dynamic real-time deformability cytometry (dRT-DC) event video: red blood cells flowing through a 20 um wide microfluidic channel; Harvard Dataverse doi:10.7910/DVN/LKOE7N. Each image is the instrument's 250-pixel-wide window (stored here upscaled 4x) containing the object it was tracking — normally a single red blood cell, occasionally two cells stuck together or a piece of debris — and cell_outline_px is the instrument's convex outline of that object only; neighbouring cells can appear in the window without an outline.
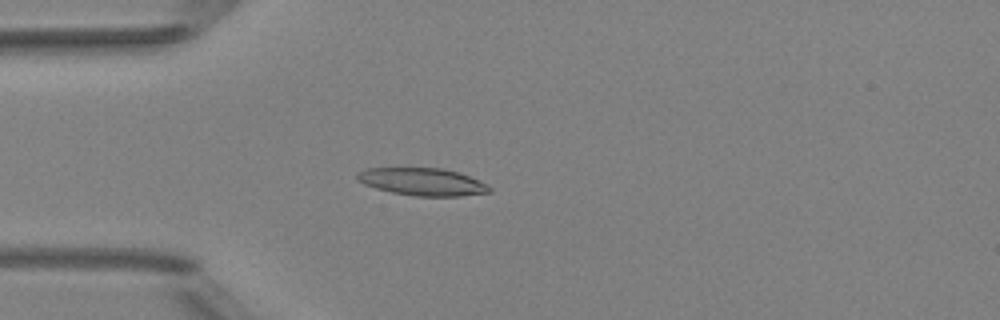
{"species": "Egyptian fruit bat (a non-hibernating species)", "species_latin": "Rousettus aegyptiacus", "temperature_condition": "room temperature", "stored_images_in_passage": 5, "camera_frame_rate_fps": 3000, "um_per_image_px": 0.085, "animal": {"sex": "female"}, "frame": {"image": 1, "passage_image": 4, "time_ms": 3.667, "image_size_px": [1000, 320], "cell_outline_px": [[492, 192], [460, 196], [416, 196], [392, 192], [376, 188], [364, 184], [356, 180], [356, 172], [364, 168], [444, 168], [460, 172], [488, 184], [492, 188]], "centroid_in_image_um": [35.92, 15.44], "position_along_channel_um": 49.1, "area_um2": 21.44}}